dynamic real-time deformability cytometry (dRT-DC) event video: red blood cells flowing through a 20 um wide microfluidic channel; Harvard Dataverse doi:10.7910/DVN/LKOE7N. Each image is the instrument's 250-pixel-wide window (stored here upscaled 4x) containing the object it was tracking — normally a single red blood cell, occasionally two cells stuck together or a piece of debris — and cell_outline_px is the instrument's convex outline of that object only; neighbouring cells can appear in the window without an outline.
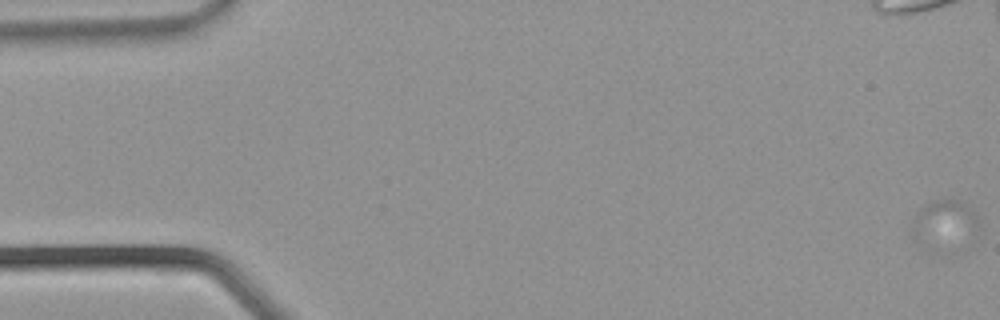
{"species": "common noctule bat (a hibernating species)", "species_latin": "Nyctalus noctula", "temperature_condition": "warm", "stored_images_in_passage": 36, "camera_frame_rate_fps": 3000, "um_per_image_px": 0.085, "animal": {"sex": "male", "body_mass_g": 21.5, "forearm_length_mm": 52.0}, "frame": {"image": 1, "passage_image": 1, "time_ms": 0.0, "image_size_px": [1000, 320], "cell_outline_px": [[980, 224], [976, 228], [932, 252], [924, 252], [908, 236], [916, 212], [920, 208], [932, 200], [960, 200], [980, 216]], "centroid_in_image_um": [80.07, 19.02], "position_along_channel_um": 4.9, "area_um2": 18.38}}
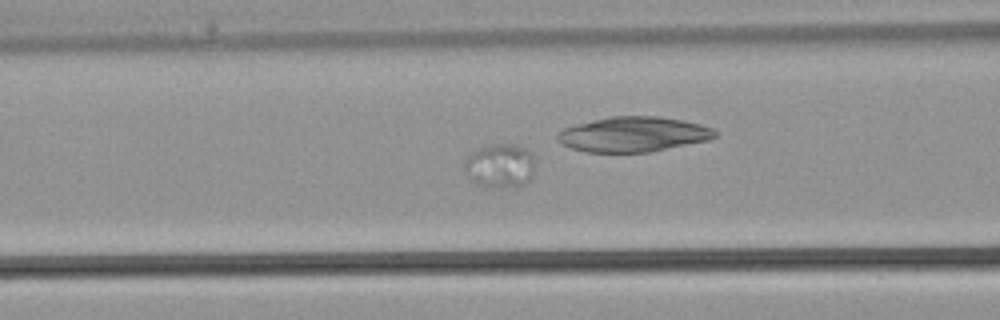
{"frame": {"image": 2, "passage_image": 18, "time_ms": 5.667, "image_size_px": [1000, 320], "cell_outline_px": [[532, 176], [524, 184], [516, 188], [476, 184], [468, 180], [464, 168], [464, 164], [468, 156], [472, 152], [480, 148], [492, 144], [516, 144], [528, 148], [532, 156]], "centroid_in_image_um": [42.48, 14.08], "position_along_channel_um": 124.1, "area_um2": 18.03}}